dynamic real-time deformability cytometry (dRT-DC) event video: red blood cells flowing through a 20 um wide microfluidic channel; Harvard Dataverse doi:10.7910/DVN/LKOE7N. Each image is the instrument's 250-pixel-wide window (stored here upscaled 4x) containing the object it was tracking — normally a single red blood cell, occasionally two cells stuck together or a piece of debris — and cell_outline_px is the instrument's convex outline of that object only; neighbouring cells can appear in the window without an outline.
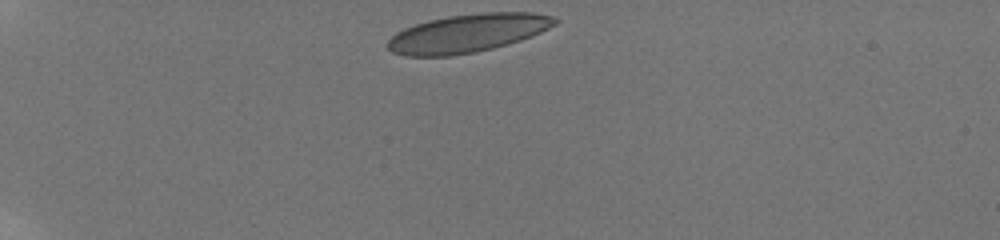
{"species": "human", "species_latin": "Homo sapiens", "temperature_condition": "room temperature", "stored_images_in_passage": 41, "camera_frame_rate_fps": 3000, "um_per_image_px": 0.085, "donor": {"sex": "male"}, "frame": {"image": 1, "passage_image": 1, "time_ms": 0.0, "image_size_px": [1000, 240], "cell_outline_px": [[560, 20], [556, 24], [532, 36], [520, 40], [492, 48], [472, 52], [448, 56], [404, 56], [392, 52], [388, 48], [388, 40], [396, 32], [404, 28], [428, 20], [448, 16], [480, 12], [532, 12], [556, 16]], "centroid_in_image_um": [39.77, 2.81], "position_along_channel_um": 45.2, "area_um2": 37.28}}
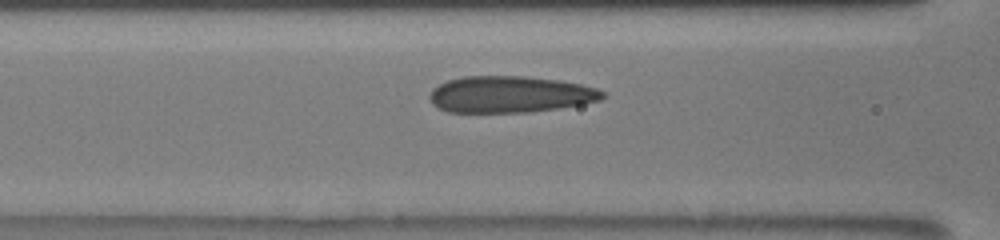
{"frame": {"image": 2, "passage_image": 12, "time_ms": 3.667, "image_size_px": [1000, 240], "cell_outline_px": [[604, 96], [600, 100], [560, 108], [528, 112], [448, 112], [432, 104], [428, 96], [432, 88], [448, 80], [464, 76], [524, 76], [560, 80], [580, 84], [596, 88], [604, 92]], "centroid_in_image_um": [43.33, 8.02], "position_along_channel_um": 123.3, "area_um2": 36.82}}
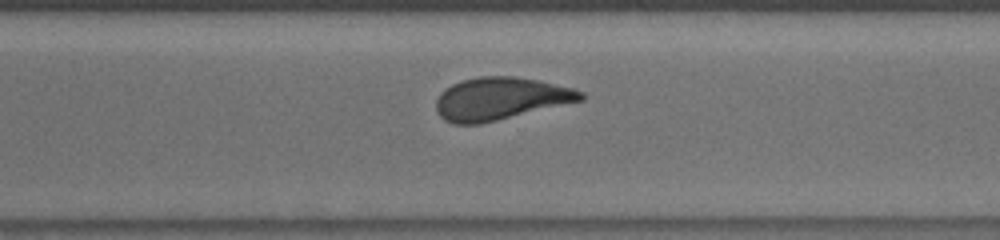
{"frame": {"image": 3, "passage_image": 28, "time_ms": 9.0, "image_size_px": [1000, 240], "cell_outline_px": [[584, 100], [480, 124], [452, 124], [444, 120], [436, 112], [436, 100], [440, 92], [452, 84], [464, 80], [480, 76], [516, 76], [536, 80], [572, 88], [584, 92]], "centroid_in_image_um": [42.51, 8.39], "position_along_channel_um": 328.1, "area_um2": 35.78}, "authors_computed_cell_mechanics": {"area_um2": 36.6452, "velocity_mm_per_s": 3.8481, "shape_relaxation_time_tau1_ms": null, "shape_relaxation_time_tau2_ms": 1.0669, "deformation_change_tau1": null, "deformation_change_tau2": 0.065}}